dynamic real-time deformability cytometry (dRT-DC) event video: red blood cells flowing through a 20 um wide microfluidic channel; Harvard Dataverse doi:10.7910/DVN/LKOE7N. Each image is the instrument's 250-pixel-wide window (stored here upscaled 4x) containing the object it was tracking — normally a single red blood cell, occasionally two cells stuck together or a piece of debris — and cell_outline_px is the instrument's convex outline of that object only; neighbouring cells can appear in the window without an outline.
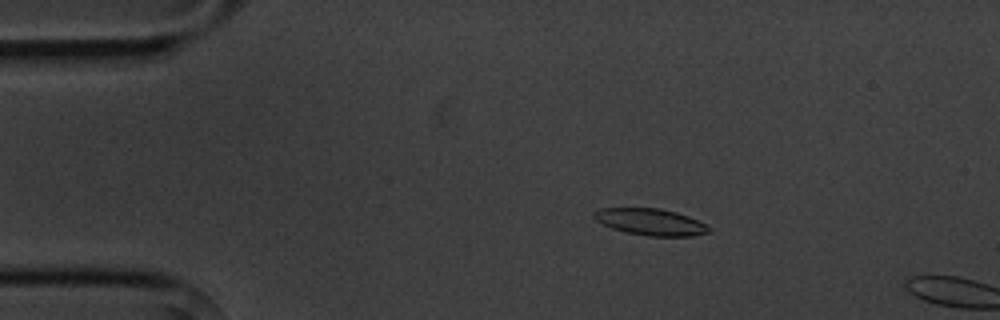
{"species": "common noctule bat (a hibernating species)", "species_latin": "Nyctalus noctula", "temperature_condition": "cold", "stored_images_in_passage": 3, "camera_frame_rate_fps": 3000, "um_per_image_px": 0.085, "animal": {"sex": "male", "body_mass_g": 20.1, "forearm_length_mm": 53.5}, "frame": {"image": 1, "passage_image": 2, "time_ms": 1.333, "image_size_px": [1000, 320], "cell_outline_px": [[712, 228], [708, 232], [692, 236], [648, 236], [624, 232], [612, 228], [596, 220], [592, 216], [592, 212], [600, 208], [660, 208], [676, 212], [688, 216], [708, 224]], "centroid_in_image_um": [55.3, 18.86], "position_along_channel_um": 29.7, "area_um2": 17.98}}